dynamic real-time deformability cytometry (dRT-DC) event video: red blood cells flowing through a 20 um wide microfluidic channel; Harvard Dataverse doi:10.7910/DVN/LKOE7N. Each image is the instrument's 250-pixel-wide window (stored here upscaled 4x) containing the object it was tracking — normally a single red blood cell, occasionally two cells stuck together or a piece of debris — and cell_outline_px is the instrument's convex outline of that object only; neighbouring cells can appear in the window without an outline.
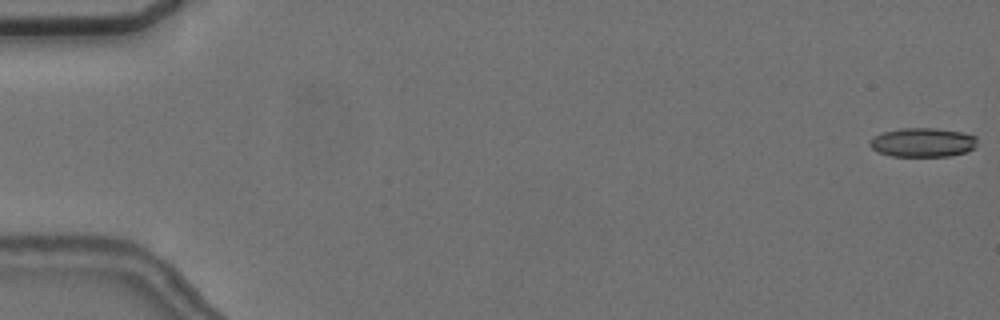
{"species": "common noctule bat (a hibernating species)", "species_latin": "Nyctalus noctula", "temperature_condition": "cold", "stored_images_in_passage": 6, "camera_frame_rate_fps": 3000, "um_per_image_px": 0.085, "animal": {"sex": "female", "body_mass_g": 24.6, "forearm_length_mm": 56.2}, "frame": {"image": 1, "passage_image": 1, "time_ms": 0.0, "image_size_px": [1000, 320], "cell_outline_px": [[976, 148], [968, 152], [948, 156], [892, 156], [876, 152], [868, 144], [868, 140], [884, 132], [900, 128], [936, 128], [964, 132], [976, 136]], "centroid_in_image_um": [78.45, 12.11], "position_along_channel_um": 6.6, "area_um2": 18.44}}